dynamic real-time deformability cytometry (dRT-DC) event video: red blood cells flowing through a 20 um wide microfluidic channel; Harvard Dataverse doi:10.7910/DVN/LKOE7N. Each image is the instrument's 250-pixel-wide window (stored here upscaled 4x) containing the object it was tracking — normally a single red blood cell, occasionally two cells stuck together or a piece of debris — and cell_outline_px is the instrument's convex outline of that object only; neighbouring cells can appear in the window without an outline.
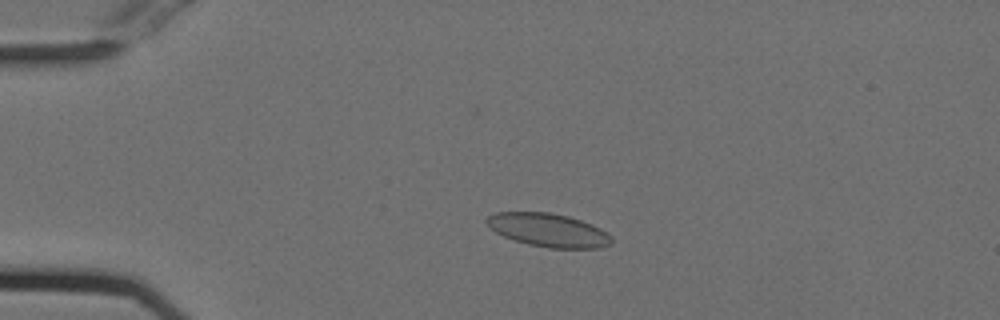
{"species": "Egyptian fruit bat (a non-hibernating species)", "species_latin": "Rousettus aegyptiacus", "temperature_condition": "cold", "stored_images_in_passage": 55, "camera_frame_rate_fps": 3000, "um_per_image_px": 0.085, "animal": {"sex": "female"}, "frame": {"image": 1, "passage_image": 12, "time_ms": 3.667, "image_size_px": [1000, 320], "cell_outline_px": [[612, 244], [600, 248], [548, 248], [528, 244], [504, 236], [496, 232], [484, 220], [488, 216], [496, 212], [548, 212], [568, 216], [592, 224], [600, 228], [612, 236]], "centroid_in_image_um": [46.64, 19.56], "position_along_channel_um": 38.4, "area_um2": 24.22}}
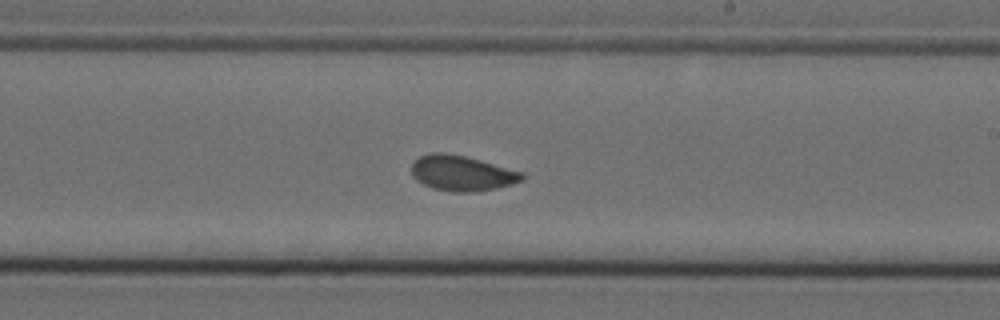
{"frame": {"image": 2, "passage_image": 32, "time_ms": 10.333, "image_size_px": [1000, 320], "cell_outline_px": [[528, 176], [524, 180], [512, 184], [496, 188], [476, 192], [452, 192], [432, 188], [416, 180], [412, 176], [412, 164], [420, 156], [432, 152], [444, 152], [464, 156], [480, 160], [524, 172]], "centroid_in_image_um": [39.3, 14.73], "position_along_channel_um": 249.7, "area_um2": 22.95}}
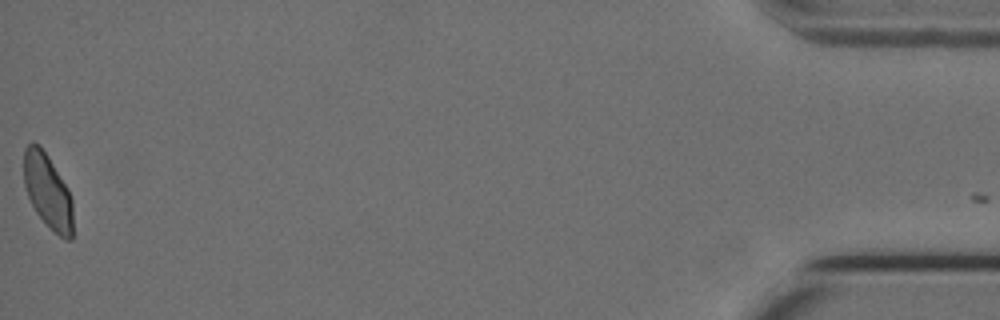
{"frame": {"image": 3, "passage_image": 54, "time_ms": 17.667, "image_size_px": [1000, 320], "cell_outline_px": [[72, 240], [64, 240], [36, 212], [28, 196], [24, 184], [24, 148], [32, 140], [40, 144], [48, 156], [68, 188], [72, 200]], "centroid_in_image_um": [4.05, 16.2], "position_along_channel_um": 431.1, "area_um2": 21.21}}